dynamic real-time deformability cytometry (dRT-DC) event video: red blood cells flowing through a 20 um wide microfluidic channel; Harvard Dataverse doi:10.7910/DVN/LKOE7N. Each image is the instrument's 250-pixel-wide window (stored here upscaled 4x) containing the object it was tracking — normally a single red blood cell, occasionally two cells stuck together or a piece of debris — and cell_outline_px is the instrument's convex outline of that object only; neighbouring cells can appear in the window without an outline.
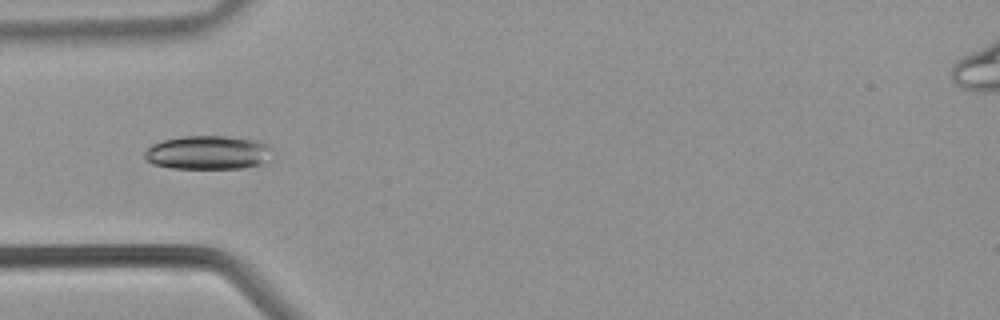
{"species": "common noctule bat (a hibernating species)", "species_latin": "Nyctalus noctula", "temperature_condition": "warm", "stored_images_in_passage": 32, "camera_frame_rate_fps": 3000, "um_per_image_px": 0.085, "animal": {"sex": "male", "body_mass_g": 21.5, "forearm_length_mm": 52.0}, "frame": {"image": 1, "passage_image": 8, "time_ms": 2.333, "image_size_px": [1000, 320], "cell_outline_px": [[272, 160], [264, 164], [244, 168], [172, 168], [152, 164], [144, 160], [144, 152], [152, 144], [164, 140], [184, 136], [228, 136], [256, 140], [268, 144], [272, 148]], "centroid_in_image_um": [17.74, 12.97], "position_along_channel_um": 67.3, "area_um2": 25.61}}
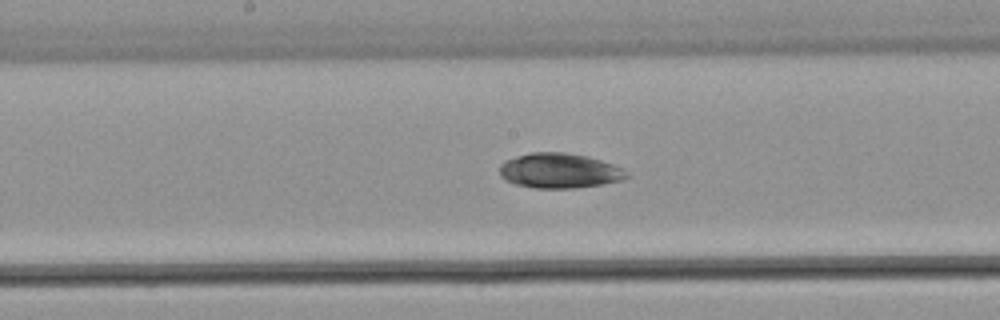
{"frame": {"image": 2, "passage_image": 16, "time_ms": 5.0, "image_size_px": [1000, 320], "cell_outline_px": [[628, 176], [624, 180], [576, 188], [536, 188], [516, 184], [504, 180], [500, 176], [500, 164], [504, 160], [516, 156], [532, 152], [564, 152], [588, 156], [612, 164], [628, 172]], "centroid_in_image_um": [47.52, 14.51], "position_along_channel_um": 200.7, "area_um2": 25.89}}
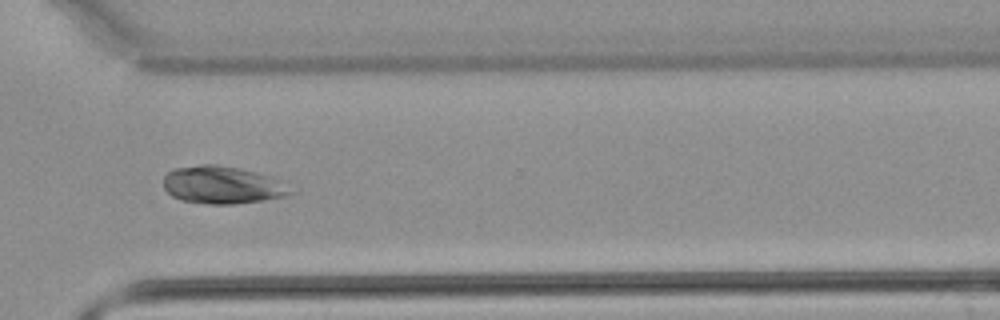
{"frame": {"image": 3, "passage_image": 25, "time_ms": 8.0, "image_size_px": [1000, 320], "cell_outline_px": [[296, 192], [284, 196], [264, 200], [232, 204], [208, 204], [180, 200], [172, 196], [164, 188], [164, 176], [168, 172], [176, 168], [200, 164], [216, 164], [256, 172], [272, 176]], "centroid_in_image_um": [18.89, 15.72], "position_along_channel_um": 351.7, "area_um2": 27.74}}